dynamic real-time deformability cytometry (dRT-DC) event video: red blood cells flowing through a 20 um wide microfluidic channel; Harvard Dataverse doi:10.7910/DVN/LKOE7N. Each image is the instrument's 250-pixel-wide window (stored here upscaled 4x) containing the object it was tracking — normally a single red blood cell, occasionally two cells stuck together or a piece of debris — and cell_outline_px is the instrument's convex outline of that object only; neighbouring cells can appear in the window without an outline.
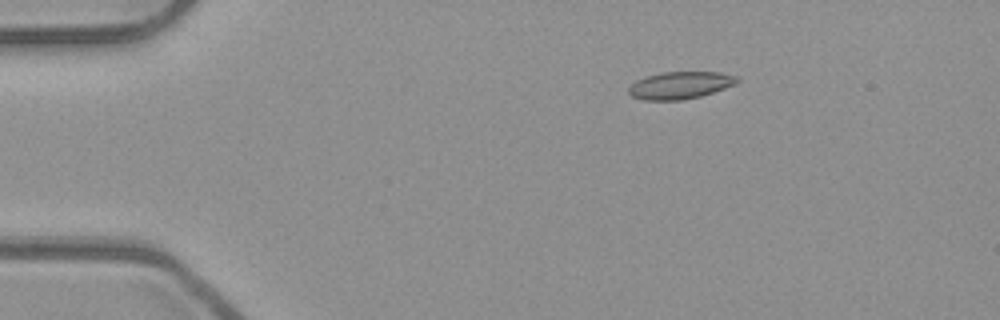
{"species": "common noctule bat (a hibernating species)", "species_latin": "Nyctalus noctula", "temperature_condition": "room temperature", "stored_images_in_passage": 21, "camera_frame_rate_fps": 3000, "um_per_image_px": 0.085, "animal": {"sex": "male", "body_mass_g": 23.1, "forearm_length_mm": 52.7}, "frame": {"image": 1, "passage_image": 10, "time_ms": 3.0, "image_size_px": [1000, 320], "cell_outline_px": [[740, 80], [736, 84], [700, 96], [680, 100], [644, 100], [632, 96], [628, 92], [628, 88], [636, 80], [648, 76], [664, 72], [720, 72], [736, 76]], "centroid_in_image_um": [57.81, 7.24], "position_along_channel_um": 27.2, "area_um2": 17.05}}
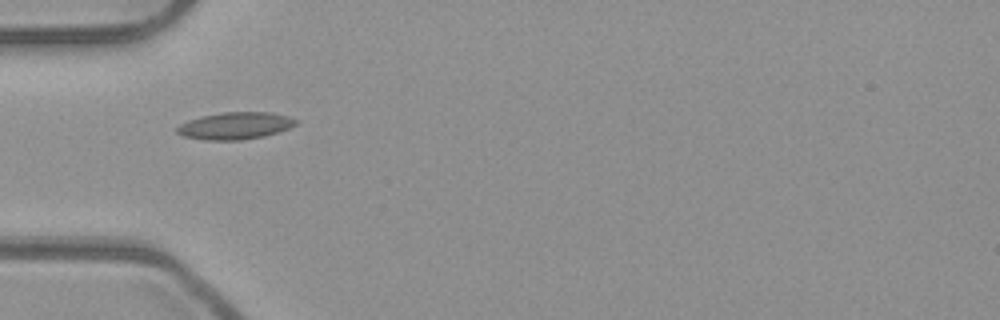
{"frame": {"image": 2, "passage_image": 18, "time_ms": 5.667, "image_size_px": [1000, 320], "cell_outline_px": [[296, 124], [288, 128], [264, 136], [240, 140], [204, 140], [184, 136], [176, 132], [176, 128], [180, 124], [188, 120], [204, 116], [224, 112], [272, 112], [288, 116], [296, 120]], "centroid_in_image_um": [19.97, 10.69], "position_along_channel_um": 65.0, "area_um2": 18.55}}
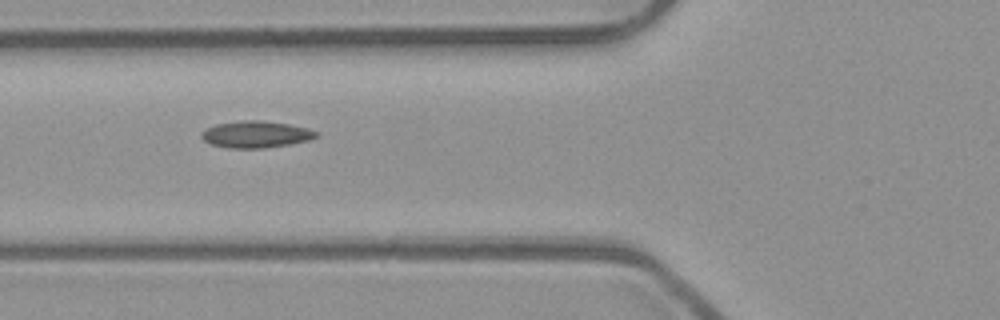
{"frame": {"image": 3, "passage_image": 21, "time_ms": 6.667, "image_size_px": [1000, 320], "cell_outline_px": [[316, 136], [308, 140], [288, 144], [264, 148], [228, 148], [212, 144], [204, 140], [200, 136], [200, 132], [216, 124], [240, 120], [260, 120], [288, 124], [304, 128], [316, 132]], "centroid_in_image_um": [21.67, 11.42], "position_along_channel_um": 104.1, "area_um2": 17.57}}